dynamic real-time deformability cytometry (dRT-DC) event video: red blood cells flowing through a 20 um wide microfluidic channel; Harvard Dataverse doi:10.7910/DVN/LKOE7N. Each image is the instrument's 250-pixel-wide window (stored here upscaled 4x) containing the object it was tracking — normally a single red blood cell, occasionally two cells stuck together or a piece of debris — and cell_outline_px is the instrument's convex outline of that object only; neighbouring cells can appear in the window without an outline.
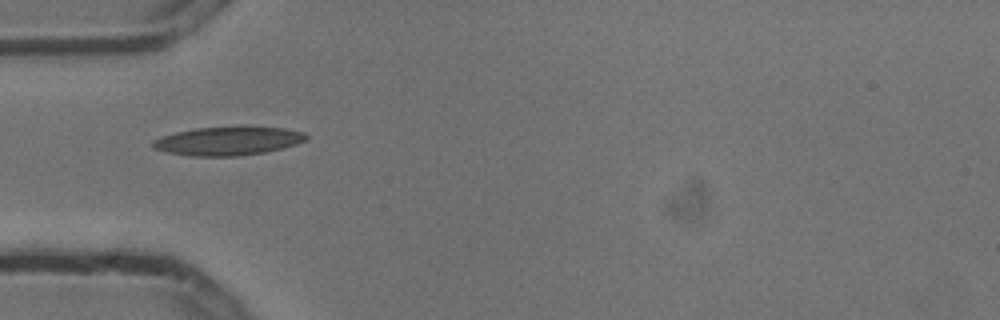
{"species": "common noctule bat (a hibernating species)", "species_latin": "Nyctalus noctula", "temperature_condition": "cold", "stored_images_in_passage": 3, "camera_frame_rate_fps": 3000, "um_per_image_px": 0.085, "animal": {"sex": "male", "body_mass_g": 13.3}, "frame": {"image": 1, "passage_image": 1, "time_ms": 0.0, "image_size_px": [1000, 320], "cell_outline_px": [[308, 140], [284, 148], [264, 152], [236, 156], [192, 156], [168, 152], [152, 148], [152, 140], [160, 136], [176, 132], [196, 128], [244, 124], [284, 128], [304, 132], [308, 136]], "centroid_in_image_um": [19.42, 11.94], "position_along_channel_um": 65.6, "area_um2": 26.41}}
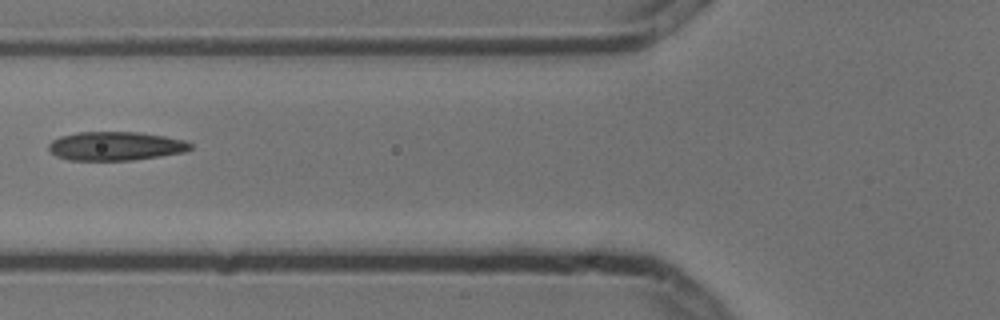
{"frame": {"image": 2, "passage_image": 2, "time_ms": 0.333, "image_size_px": [1000, 320], "cell_outline_px": [[192, 148], [184, 152], [160, 156], [132, 160], [68, 160], [56, 156], [48, 148], [48, 144], [52, 140], [60, 136], [76, 132], [140, 132], [164, 136], [184, 140], [192, 144]], "centroid_in_image_um": [9.81, 12.41], "position_along_channel_um": 116.0, "area_um2": 23.81}}
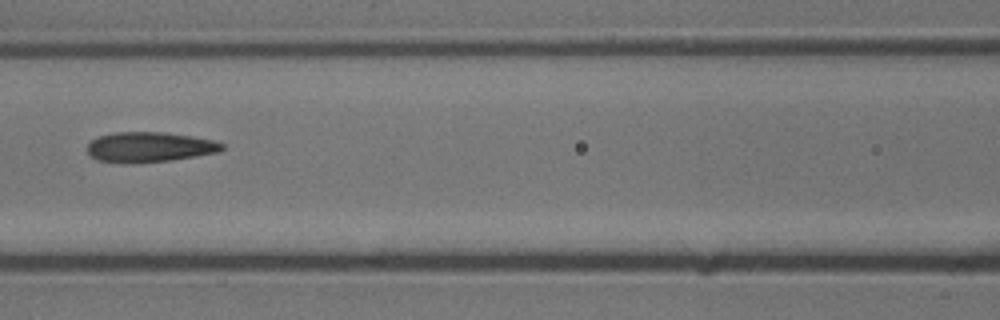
{"frame": {"image": 3, "passage_image": 3, "time_ms": 0.667, "image_size_px": [1000, 320], "cell_outline_px": [[224, 148], [220, 152], [172, 160], [132, 164], [128, 164], [96, 160], [88, 152], [88, 144], [92, 140], [100, 136], [116, 132], [160, 132], [192, 136], [216, 140], [224, 144]], "centroid_in_image_um": [12.74, 12.51], "position_along_channel_um": 153.9, "area_um2": 23.81}}